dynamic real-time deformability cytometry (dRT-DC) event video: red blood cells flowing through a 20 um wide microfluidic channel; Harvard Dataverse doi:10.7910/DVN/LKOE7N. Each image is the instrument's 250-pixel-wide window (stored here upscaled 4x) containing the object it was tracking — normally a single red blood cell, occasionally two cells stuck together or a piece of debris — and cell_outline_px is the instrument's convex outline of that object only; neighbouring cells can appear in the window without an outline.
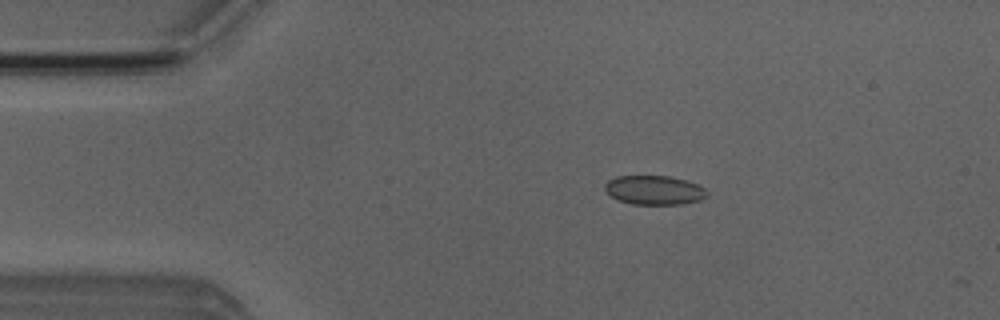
{"species": "Egyptian fruit bat (a non-hibernating species)", "species_latin": "Rousettus aegyptiacus", "temperature_condition": "room temperature", "stored_images_in_passage": 5, "camera_frame_rate_fps": 3000, "um_per_image_px": 0.085, "animal": {"sex": "male"}, "frame": {"image": 1, "passage_image": 3, "time_ms": 2.333, "image_size_px": [1000, 320], "cell_outline_px": [[708, 192], [700, 200], [680, 204], [632, 204], [620, 200], [612, 196], [604, 188], [604, 184], [608, 180], [616, 176], [668, 176], [684, 180], [696, 184], [704, 188]], "centroid_in_image_um": [55.58, 16.15], "position_along_channel_um": 29.4, "area_um2": 17.05}}